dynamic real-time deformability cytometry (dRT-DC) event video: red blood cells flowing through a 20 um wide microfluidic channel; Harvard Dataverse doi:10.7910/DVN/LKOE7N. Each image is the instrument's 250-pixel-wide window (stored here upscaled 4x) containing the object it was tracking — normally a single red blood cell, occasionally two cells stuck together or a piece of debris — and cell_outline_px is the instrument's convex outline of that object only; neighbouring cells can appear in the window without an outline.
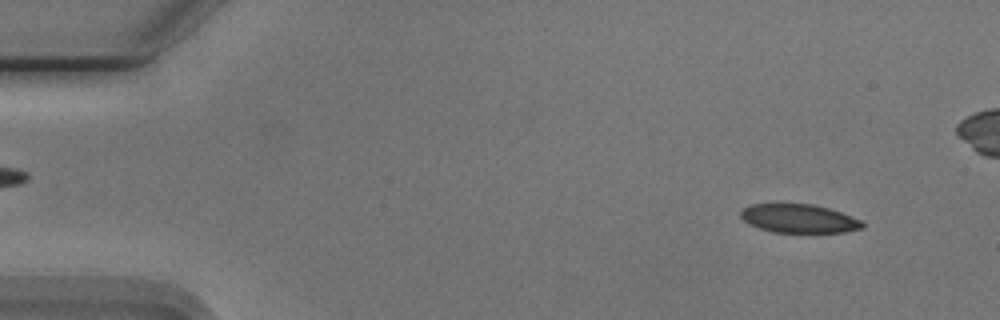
{"species": "Egyptian fruit bat (a non-hibernating species)", "species_latin": "Rousettus aegyptiacus", "temperature_condition": "cold", "stored_images_in_passage": 49, "camera_frame_rate_fps": 3000, "um_per_image_px": 0.085, "animal": {"sex": "male"}, "frame": {"image": 1, "passage_image": 4, "time_ms": 1.0, "image_size_px": [1000, 320], "cell_outline_px": [[864, 228], [844, 232], [772, 232], [760, 228], [744, 220], [740, 216], [740, 212], [744, 208], [752, 204], [812, 204], [828, 208], [840, 212], [860, 220], [864, 224]], "centroid_in_image_um": [67.92, 18.57], "position_along_channel_um": 17.1, "area_um2": 20.0}}
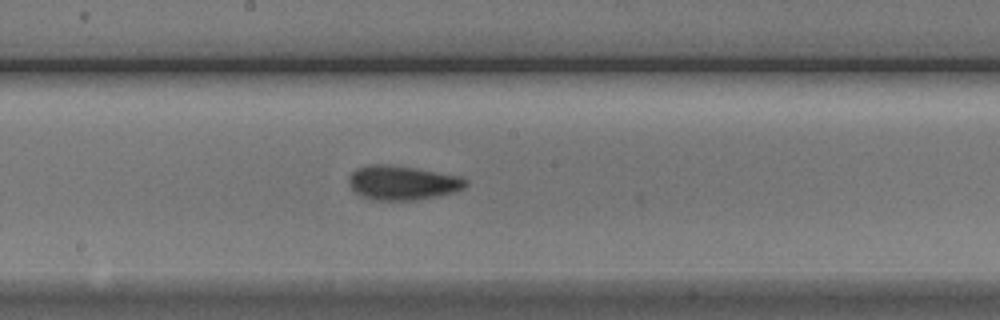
{"frame": {"image": 2, "passage_image": 28, "time_ms": 9.0, "image_size_px": [1000, 320], "cell_outline_px": [[468, 184], [464, 188], [440, 196], [416, 200], [368, 200], [360, 196], [348, 184], [348, 176], [356, 168], [368, 164], [392, 164], [416, 168], [460, 176], [468, 180]], "centroid_in_image_um": [34.18, 15.53], "position_along_channel_um": 214.0, "area_um2": 23.76}}
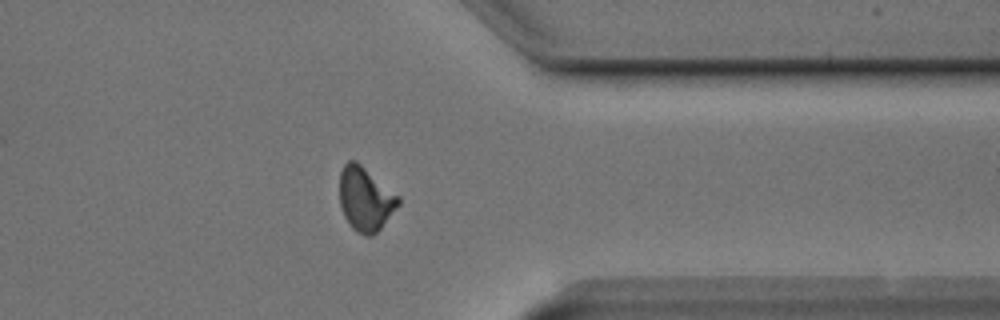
{"frame": {"image": 3, "passage_image": 42, "time_ms": 13.667, "image_size_px": [1000, 320], "cell_outline_px": [[400, 204], [380, 228], [372, 236], [364, 236], [356, 232], [352, 228], [344, 216], [340, 204], [340, 172], [344, 164], [348, 160], [356, 160], [400, 196]], "centroid_in_image_um": [31.06, 16.91], "position_along_channel_um": 380.3, "area_um2": 21.96}, "authors_computed_cell_mechanics": {"area_um2": 22.0796, "velocity_mm_per_s": 3.7403, "shape_relaxation_time_tau1_ms": 5.2939, "shape_relaxation_time_tau2_ms": 1.7389, "deformation_change_tau1": 0.1202, "deformation_change_tau2": 0.0761}}